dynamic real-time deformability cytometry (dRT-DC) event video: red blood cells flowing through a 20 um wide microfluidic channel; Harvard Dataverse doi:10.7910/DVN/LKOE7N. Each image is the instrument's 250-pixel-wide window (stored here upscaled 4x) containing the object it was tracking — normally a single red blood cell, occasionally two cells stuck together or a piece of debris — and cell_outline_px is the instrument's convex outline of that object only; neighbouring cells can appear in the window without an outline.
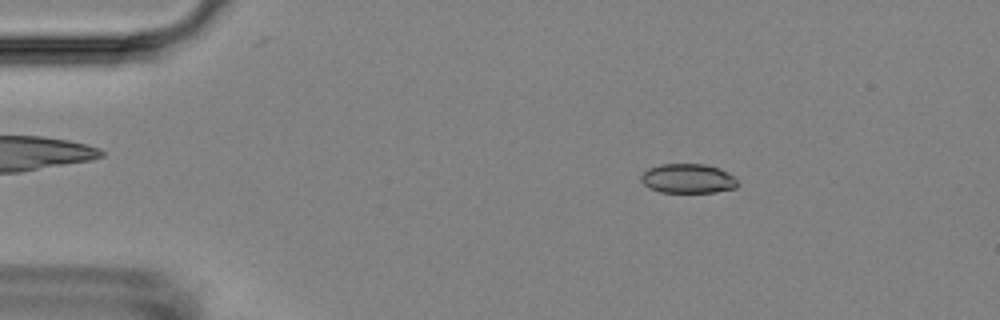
{"species": "Egyptian fruit bat (a non-hibernating species)", "species_latin": "Rousettus aegyptiacus", "temperature_condition": "room temperature", "stored_images_in_passage": 2, "camera_frame_rate_fps": 3000, "um_per_image_px": 0.085, "animal": {"sex": "female"}, "frame": {"image": 1, "passage_image": 2, "time_ms": 1.333, "image_size_px": [1000, 320], "cell_outline_px": [[736, 188], [716, 192], [660, 192], [648, 188], [640, 180], [640, 176], [648, 168], [660, 164], [704, 164], [720, 168], [728, 172], [736, 180]], "centroid_in_image_um": [58.44, 15.17], "position_along_channel_um": 26.6, "area_um2": 16.59}}